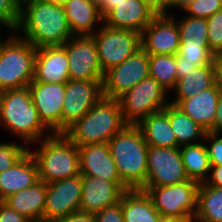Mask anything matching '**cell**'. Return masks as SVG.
Here are the masks:
<instances>
[{
    "label": "cell",
    "instance_id": "obj_1",
    "mask_svg": "<svg viewBox=\"0 0 222 222\" xmlns=\"http://www.w3.org/2000/svg\"><path fill=\"white\" fill-rule=\"evenodd\" d=\"M22 31V32H21ZM34 47L62 46L74 35L63 5L45 0L27 5L20 11L16 30Z\"/></svg>",
    "mask_w": 222,
    "mask_h": 222
},
{
    "label": "cell",
    "instance_id": "obj_2",
    "mask_svg": "<svg viewBox=\"0 0 222 222\" xmlns=\"http://www.w3.org/2000/svg\"><path fill=\"white\" fill-rule=\"evenodd\" d=\"M1 124L28 145L53 134L40 120L28 87L0 92Z\"/></svg>",
    "mask_w": 222,
    "mask_h": 222
},
{
    "label": "cell",
    "instance_id": "obj_3",
    "mask_svg": "<svg viewBox=\"0 0 222 222\" xmlns=\"http://www.w3.org/2000/svg\"><path fill=\"white\" fill-rule=\"evenodd\" d=\"M121 181L129 189H140L146 182L148 144L137 125H126L108 142Z\"/></svg>",
    "mask_w": 222,
    "mask_h": 222
},
{
    "label": "cell",
    "instance_id": "obj_4",
    "mask_svg": "<svg viewBox=\"0 0 222 222\" xmlns=\"http://www.w3.org/2000/svg\"><path fill=\"white\" fill-rule=\"evenodd\" d=\"M126 125L119 100L102 97L64 134L78 147L108 143Z\"/></svg>",
    "mask_w": 222,
    "mask_h": 222
},
{
    "label": "cell",
    "instance_id": "obj_5",
    "mask_svg": "<svg viewBox=\"0 0 222 222\" xmlns=\"http://www.w3.org/2000/svg\"><path fill=\"white\" fill-rule=\"evenodd\" d=\"M37 152L30 151L37 162L39 180L52 183L80 174L79 149L64 133L42 139Z\"/></svg>",
    "mask_w": 222,
    "mask_h": 222
},
{
    "label": "cell",
    "instance_id": "obj_6",
    "mask_svg": "<svg viewBox=\"0 0 222 222\" xmlns=\"http://www.w3.org/2000/svg\"><path fill=\"white\" fill-rule=\"evenodd\" d=\"M36 51V47L14 31L0 44V92L32 83Z\"/></svg>",
    "mask_w": 222,
    "mask_h": 222
},
{
    "label": "cell",
    "instance_id": "obj_7",
    "mask_svg": "<svg viewBox=\"0 0 222 222\" xmlns=\"http://www.w3.org/2000/svg\"><path fill=\"white\" fill-rule=\"evenodd\" d=\"M162 86L152 77L141 80L118 100L127 125H138L150 114L164 109L169 102Z\"/></svg>",
    "mask_w": 222,
    "mask_h": 222
},
{
    "label": "cell",
    "instance_id": "obj_8",
    "mask_svg": "<svg viewBox=\"0 0 222 222\" xmlns=\"http://www.w3.org/2000/svg\"><path fill=\"white\" fill-rule=\"evenodd\" d=\"M199 183L186 180L179 184L146 187L153 206L162 217H195Z\"/></svg>",
    "mask_w": 222,
    "mask_h": 222
},
{
    "label": "cell",
    "instance_id": "obj_9",
    "mask_svg": "<svg viewBox=\"0 0 222 222\" xmlns=\"http://www.w3.org/2000/svg\"><path fill=\"white\" fill-rule=\"evenodd\" d=\"M102 25L92 36L97 44L100 65L105 74L135 54L142 45L140 33Z\"/></svg>",
    "mask_w": 222,
    "mask_h": 222
},
{
    "label": "cell",
    "instance_id": "obj_10",
    "mask_svg": "<svg viewBox=\"0 0 222 222\" xmlns=\"http://www.w3.org/2000/svg\"><path fill=\"white\" fill-rule=\"evenodd\" d=\"M147 77H149V54L141 48L105 73L102 84L103 97L118 100Z\"/></svg>",
    "mask_w": 222,
    "mask_h": 222
},
{
    "label": "cell",
    "instance_id": "obj_11",
    "mask_svg": "<svg viewBox=\"0 0 222 222\" xmlns=\"http://www.w3.org/2000/svg\"><path fill=\"white\" fill-rule=\"evenodd\" d=\"M189 180L181 158L180 147L163 148L149 146L147 155V177L140 188L161 187Z\"/></svg>",
    "mask_w": 222,
    "mask_h": 222
},
{
    "label": "cell",
    "instance_id": "obj_12",
    "mask_svg": "<svg viewBox=\"0 0 222 222\" xmlns=\"http://www.w3.org/2000/svg\"><path fill=\"white\" fill-rule=\"evenodd\" d=\"M103 80H69L61 113V133L85 115L102 97Z\"/></svg>",
    "mask_w": 222,
    "mask_h": 222
},
{
    "label": "cell",
    "instance_id": "obj_13",
    "mask_svg": "<svg viewBox=\"0 0 222 222\" xmlns=\"http://www.w3.org/2000/svg\"><path fill=\"white\" fill-rule=\"evenodd\" d=\"M62 47L69 61L70 80H104L105 74L92 35L73 36Z\"/></svg>",
    "mask_w": 222,
    "mask_h": 222
},
{
    "label": "cell",
    "instance_id": "obj_14",
    "mask_svg": "<svg viewBox=\"0 0 222 222\" xmlns=\"http://www.w3.org/2000/svg\"><path fill=\"white\" fill-rule=\"evenodd\" d=\"M82 175L46 183L44 222H56L79 211Z\"/></svg>",
    "mask_w": 222,
    "mask_h": 222
},
{
    "label": "cell",
    "instance_id": "obj_15",
    "mask_svg": "<svg viewBox=\"0 0 222 222\" xmlns=\"http://www.w3.org/2000/svg\"><path fill=\"white\" fill-rule=\"evenodd\" d=\"M65 86V83L43 82H32L28 85L40 120L52 133H61V113Z\"/></svg>",
    "mask_w": 222,
    "mask_h": 222
},
{
    "label": "cell",
    "instance_id": "obj_16",
    "mask_svg": "<svg viewBox=\"0 0 222 222\" xmlns=\"http://www.w3.org/2000/svg\"><path fill=\"white\" fill-rule=\"evenodd\" d=\"M142 48L149 55H176L180 38L175 16L158 14L141 34Z\"/></svg>",
    "mask_w": 222,
    "mask_h": 222
},
{
    "label": "cell",
    "instance_id": "obj_17",
    "mask_svg": "<svg viewBox=\"0 0 222 222\" xmlns=\"http://www.w3.org/2000/svg\"><path fill=\"white\" fill-rule=\"evenodd\" d=\"M124 183H113L91 176H82V198L79 211L95 214L118 203L124 191Z\"/></svg>",
    "mask_w": 222,
    "mask_h": 222
},
{
    "label": "cell",
    "instance_id": "obj_18",
    "mask_svg": "<svg viewBox=\"0 0 222 222\" xmlns=\"http://www.w3.org/2000/svg\"><path fill=\"white\" fill-rule=\"evenodd\" d=\"M157 15L142 0H123L103 17V24L111 28L133 30L142 34L144 28Z\"/></svg>",
    "mask_w": 222,
    "mask_h": 222
},
{
    "label": "cell",
    "instance_id": "obj_19",
    "mask_svg": "<svg viewBox=\"0 0 222 222\" xmlns=\"http://www.w3.org/2000/svg\"><path fill=\"white\" fill-rule=\"evenodd\" d=\"M79 166L82 176H91L123 183L116 164L110 153L108 143H96L79 146Z\"/></svg>",
    "mask_w": 222,
    "mask_h": 222
},
{
    "label": "cell",
    "instance_id": "obj_20",
    "mask_svg": "<svg viewBox=\"0 0 222 222\" xmlns=\"http://www.w3.org/2000/svg\"><path fill=\"white\" fill-rule=\"evenodd\" d=\"M69 61L62 46H44L37 48L32 82L67 83Z\"/></svg>",
    "mask_w": 222,
    "mask_h": 222
},
{
    "label": "cell",
    "instance_id": "obj_21",
    "mask_svg": "<svg viewBox=\"0 0 222 222\" xmlns=\"http://www.w3.org/2000/svg\"><path fill=\"white\" fill-rule=\"evenodd\" d=\"M38 181L37 162L28 150L11 168L0 172V201Z\"/></svg>",
    "mask_w": 222,
    "mask_h": 222
},
{
    "label": "cell",
    "instance_id": "obj_22",
    "mask_svg": "<svg viewBox=\"0 0 222 222\" xmlns=\"http://www.w3.org/2000/svg\"><path fill=\"white\" fill-rule=\"evenodd\" d=\"M220 94L217 87L213 85L197 95L183 99L176 107L206 131H210L214 126Z\"/></svg>",
    "mask_w": 222,
    "mask_h": 222
},
{
    "label": "cell",
    "instance_id": "obj_23",
    "mask_svg": "<svg viewBox=\"0 0 222 222\" xmlns=\"http://www.w3.org/2000/svg\"><path fill=\"white\" fill-rule=\"evenodd\" d=\"M46 183L39 180L33 186L22 189L3 202L32 222H44Z\"/></svg>",
    "mask_w": 222,
    "mask_h": 222
},
{
    "label": "cell",
    "instance_id": "obj_24",
    "mask_svg": "<svg viewBox=\"0 0 222 222\" xmlns=\"http://www.w3.org/2000/svg\"><path fill=\"white\" fill-rule=\"evenodd\" d=\"M63 6L74 36L93 35L103 24L100 10L88 0H68Z\"/></svg>",
    "mask_w": 222,
    "mask_h": 222
},
{
    "label": "cell",
    "instance_id": "obj_25",
    "mask_svg": "<svg viewBox=\"0 0 222 222\" xmlns=\"http://www.w3.org/2000/svg\"><path fill=\"white\" fill-rule=\"evenodd\" d=\"M148 146L176 148L177 138L170 126L169 104L162 110L150 114L137 125Z\"/></svg>",
    "mask_w": 222,
    "mask_h": 222
},
{
    "label": "cell",
    "instance_id": "obj_26",
    "mask_svg": "<svg viewBox=\"0 0 222 222\" xmlns=\"http://www.w3.org/2000/svg\"><path fill=\"white\" fill-rule=\"evenodd\" d=\"M124 222H160L161 214L149 195L141 189H128L122 194Z\"/></svg>",
    "mask_w": 222,
    "mask_h": 222
},
{
    "label": "cell",
    "instance_id": "obj_27",
    "mask_svg": "<svg viewBox=\"0 0 222 222\" xmlns=\"http://www.w3.org/2000/svg\"><path fill=\"white\" fill-rule=\"evenodd\" d=\"M214 85V70L212 64L198 66L186 73V76L177 80L176 98L169 104L177 106L183 99L197 95L199 92Z\"/></svg>",
    "mask_w": 222,
    "mask_h": 222
},
{
    "label": "cell",
    "instance_id": "obj_28",
    "mask_svg": "<svg viewBox=\"0 0 222 222\" xmlns=\"http://www.w3.org/2000/svg\"><path fill=\"white\" fill-rule=\"evenodd\" d=\"M180 153L187 177L198 183L205 182L211 168L206 142L181 146Z\"/></svg>",
    "mask_w": 222,
    "mask_h": 222
},
{
    "label": "cell",
    "instance_id": "obj_29",
    "mask_svg": "<svg viewBox=\"0 0 222 222\" xmlns=\"http://www.w3.org/2000/svg\"><path fill=\"white\" fill-rule=\"evenodd\" d=\"M195 222L222 221V187L199 183Z\"/></svg>",
    "mask_w": 222,
    "mask_h": 222
},
{
    "label": "cell",
    "instance_id": "obj_30",
    "mask_svg": "<svg viewBox=\"0 0 222 222\" xmlns=\"http://www.w3.org/2000/svg\"><path fill=\"white\" fill-rule=\"evenodd\" d=\"M169 121L177 138L178 147L197 144L204 140L207 131L178 107L171 104H169Z\"/></svg>",
    "mask_w": 222,
    "mask_h": 222
},
{
    "label": "cell",
    "instance_id": "obj_31",
    "mask_svg": "<svg viewBox=\"0 0 222 222\" xmlns=\"http://www.w3.org/2000/svg\"><path fill=\"white\" fill-rule=\"evenodd\" d=\"M149 76L168 92L177 83L176 55H149Z\"/></svg>",
    "mask_w": 222,
    "mask_h": 222
},
{
    "label": "cell",
    "instance_id": "obj_32",
    "mask_svg": "<svg viewBox=\"0 0 222 222\" xmlns=\"http://www.w3.org/2000/svg\"><path fill=\"white\" fill-rule=\"evenodd\" d=\"M176 22L179 30L180 43L208 45V27L206 19L187 15Z\"/></svg>",
    "mask_w": 222,
    "mask_h": 222
},
{
    "label": "cell",
    "instance_id": "obj_33",
    "mask_svg": "<svg viewBox=\"0 0 222 222\" xmlns=\"http://www.w3.org/2000/svg\"><path fill=\"white\" fill-rule=\"evenodd\" d=\"M178 54L182 62L195 63L197 66L213 64L215 57L207 44L180 43Z\"/></svg>",
    "mask_w": 222,
    "mask_h": 222
},
{
    "label": "cell",
    "instance_id": "obj_34",
    "mask_svg": "<svg viewBox=\"0 0 222 222\" xmlns=\"http://www.w3.org/2000/svg\"><path fill=\"white\" fill-rule=\"evenodd\" d=\"M207 20L208 47L215 54H222V10L216 11Z\"/></svg>",
    "mask_w": 222,
    "mask_h": 222
},
{
    "label": "cell",
    "instance_id": "obj_35",
    "mask_svg": "<svg viewBox=\"0 0 222 222\" xmlns=\"http://www.w3.org/2000/svg\"><path fill=\"white\" fill-rule=\"evenodd\" d=\"M28 150L16 142H0V172L11 168Z\"/></svg>",
    "mask_w": 222,
    "mask_h": 222
},
{
    "label": "cell",
    "instance_id": "obj_36",
    "mask_svg": "<svg viewBox=\"0 0 222 222\" xmlns=\"http://www.w3.org/2000/svg\"><path fill=\"white\" fill-rule=\"evenodd\" d=\"M219 10H222V0H194L184 11L188 16L208 19Z\"/></svg>",
    "mask_w": 222,
    "mask_h": 222
},
{
    "label": "cell",
    "instance_id": "obj_37",
    "mask_svg": "<svg viewBox=\"0 0 222 222\" xmlns=\"http://www.w3.org/2000/svg\"><path fill=\"white\" fill-rule=\"evenodd\" d=\"M211 142L206 145L210 165H222V136L220 133L207 131L204 136V142Z\"/></svg>",
    "mask_w": 222,
    "mask_h": 222
},
{
    "label": "cell",
    "instance_id": "obj_38",
    "mask_svg": "<svg viewBox=\"0 0 222 222\" xmlns=\"http://www.w3.org/2000/svg\"><path fill=\"white\" fill-rule=\"evenodd\" d=\"M0 19L11 29L10 31L16 30L20 19V11L14 0H0Z\"/></svg>",
    "mask_w": 222,
    "mask_h": 222
},
{
    "label": "cell",
    "instance_id": "obj_39",
    "mask_svg": "<svg viewBox=\"0 0 222 222\" xmlns=\"http://www.w3.org/2000/svg\"><path fill=\"white\" fill-rule=\"evenodd\" d=\"M95 222H124L122 196L118 203L94 214Z\"/></svg>",
    "mask_w": 222,
    "mask_h": 222
},
{
    "label": "cell",
    "instance_id": "obj_40",
    "mask_svg": "<svg viewBox=\"0 0 222 222\" xmlns=\"http://www.w3.org/2000/svg\"><path fill=\"white\" fill-rule=\"evenodd\" d=\"M0 222H32L16 210L11 209L3 201H0Z\"/></svg>",
    "mask_w": 222,
    "mask_h": 222
},
{
    "label": "cell",
    "instance_id": "obj_41",
    "mask_svg": "<svg viewBox=\"0 0 222 222\" xmlns=\"http://www.w3.org/2000/svg\"><path fill=\"white\" fill-rule=\"evenodd\" d=\"M205 183L213 187H222V165H211L210 174Z\"/></svg>",
    "mask_w": 222,
    "mask_h": 222
},
{
    "label": "cell",
    "instance_id": "obj_42",
    "mask_svg": "<svg viewBox=\"0 0 222 222\" xmlns=\"http://www.w3.org/2000/svg\"><path fill=\"white\" fill-rule=\"evenodd\" d=\"M214 85L222 94V54L215 55L213 59Z\"/></svg>",
    "mask_w": 222,
    "mask_h": 222
},
{
    "label": "cell",
    "instance_id": "obj_43",
    "mask_svg": "<svg viewBox=\"0 0 222 222\" xmlns=\"http://www.w3.org/2000/svg\"><path fill=\"white\" fill-rule=\"evenodd\" d=\"M56 222H95L94 214L76 211Z\"/></svg>",
    "mask_w": 222,
    "mask_h": 222
},
{
    "label": "cell",
    "instance_id": "obj_44",
    "mask_svg": "<svg viewBox=\"0 0 222 222\" xmlns=\"http://www.w3.org/2000/svg\"><path fill=\"white\" fill-rule=\"evenodd\" d=\"M198 67L195 63H188L182 62V57L177 53L176 54V73H177V80L186 76L190 70L195 69Z\"/></svg>",
    "mask_w": 222,
    "mask_h": 222
},
{
    "label": "cell",
    "instance_id": "obj_45",
    "mask_svg": "<svg viewBox=\"0 0 222 222\" xmlns=\"http://www.w3.org/2000/svg\"><path fill=\"white\" fill-rule=\"evenodd\" d=\"M210 132L222 133V94H220L217 102L214 126Z\"/></svg>",
    "mask_w": 222,
    "mask_h": 222
},
{
    "label": "cell",
    "instance_id": "obj_46",
    "mask_svg": "<svg viewBox=\"0 0 222 222\" xmlns=\"http://www.w3.org/2000/svg\"><path fill=\"white\" fill-rule=\"evenodd\" d=\"M151 7L157 14L166 12L169 0H142Z\"/></svg>",
    "mask_w": 222,
    "mask_h": 222
},
{
    "label": "cell",
    "instance_id": "obj_47",
    "mask_svg": "<svg viewBox=\"0 0 222 222\" xmlns=\"http://www.w3.org/2000/svg\"><path fill=\"white\" fill-rule=\"evenodd\" d=\"M194 0H169L168 6L166 8V12H164L162 15L164 16H169L168 12V7L173 8V7H178L181 10H185V8Z\"/></svg>",
    "mask_w": 222,
    "mask_h": 222
},
{
    "label": "cell",
    "instance_id": "obj_48",
    "mask_svg": "<svg viewBox=\"0 0 222 222\" xmlns=\"http://www.w3.org/2000/svg\"><path fill=\"white\" fill-rule=\"evenodd\" d=\"M160 222H195L194 217H162Z\"/></svg>",
    "mask_w": 222,
    "mask_h": 222
},
{
    "label": "cell",
    "instance_id": "obj_49",
    "mask_svg": "<svg viewBox=\"0 0 222 222\" xmlns=\"http://www.w3.org/2000/svg\"><path fill=\"white\" fill-rule=\"evenodd\" d=\"M42 1V0H14L16 7L19 11L23 10L27 5Z\"/></svg>",
    "mask_w": 222,
    "mask_h": 222
},
{
    "label": "cell",
    "instance_id": "obj_50",
    "mask_svg": "<svg viewBox=\"0 0 222 222\" xmlns=\"http://www.w3.org/2000/svg\"><path fill=\"white\" fill-rule=\"evenodd\" d=\"M94 6H96L101 14L107 9V0H88Z\"/></svg>",
    "mask_w": 222,
    "mask_h": 222
},
{
    "label": "cell",
    "instance_id": "obj_51",
    "mask_svg": "<svg viewBox=\"0 0 222 222\" xmlns=\"http://www.w3.org/2000/svg\"><path fill=\"white\" fill-rule=\"evenodd\" d=\"M123 0H107V9L101 14L104 17L116 4L121 3Z\"/></svg>",
    "mask_w": 222,
    "mask_h": 222
},
{
    "label": "cell",
    "instance_id": "obj_52",
    "mask_svg": "<svg viewBox=\"0 0 222 222\" xmlns=\"http://www.w3.org/2000/svg\"><path fill=\"white\" fill-rule=\"evenodd\" d=\"M45 1L52 2L59 5H64L65 2H67L68 0H45Z\"/></svg>",
    "mask_w": 222,
    "mask_h": 222
},
{
    "label": "cell",
    "instance_id": "obj_53",
    "mask_svg": "<svg viewBox=\"0 0 222 222\" xmlns=\"http://www.w3.org/2000/svg\"><path fill=\"white\" fill-rule=\"evenodd\" d=\"M1 24L3 25V27L8 28V30H10L9 27L6 25V23L0 19V26H1ZM4 25H5V26H4ZM0 30H1V29H0ZM0 34H1V33H0ZM1 38H2V37H0V44H2V43L4 42V41H2Z\"/></svg>",
    "mask_w": 222,
    "mask_h": 222
}]
</instances>
